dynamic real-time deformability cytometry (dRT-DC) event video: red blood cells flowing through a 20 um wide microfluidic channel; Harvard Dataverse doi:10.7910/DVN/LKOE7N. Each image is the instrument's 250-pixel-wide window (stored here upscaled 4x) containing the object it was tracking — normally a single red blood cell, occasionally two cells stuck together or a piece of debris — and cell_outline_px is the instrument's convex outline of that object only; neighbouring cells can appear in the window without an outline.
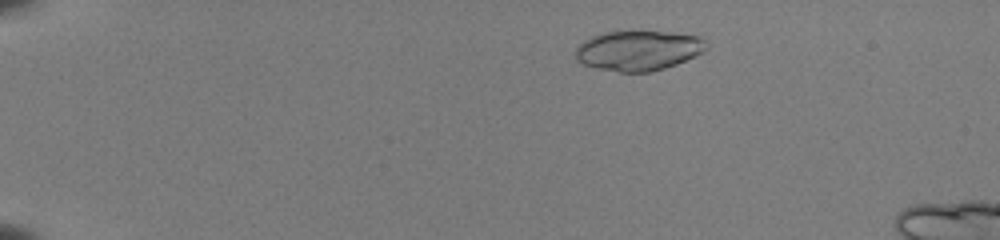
{"species": "common noctule bat (a hibernating species)", "species_latin": "Nyctalus noctula", "temperature_condition": "room temperature", "stored_images_in_passage": 48, "camera_frame_rate_fps": 3000, "um_per_image_px": 0.085, "animal": {"sex": "female", "body_mass_g": 22.0, "forearm_length_mm": 56.7}, "frame": {"image": 1, "passage_image": 6, "time_ms": 1.667, "image_size_px": [1000, 240], "cell_outline_px": [[708, 48], [704, 52], [676, 64], [664, 68], [648, 72], [620, 72], [596, 68], [580, 64], [576, 60], [576, 48], [584, 40], [600, 32], [632, 28], [640, 28], [672, 32], [700, 36], [708, 44]], "centroid_in_image_um": [54.25, 4.23], "position_along_channel_um": 30.7, "area_um2": 31.73}}